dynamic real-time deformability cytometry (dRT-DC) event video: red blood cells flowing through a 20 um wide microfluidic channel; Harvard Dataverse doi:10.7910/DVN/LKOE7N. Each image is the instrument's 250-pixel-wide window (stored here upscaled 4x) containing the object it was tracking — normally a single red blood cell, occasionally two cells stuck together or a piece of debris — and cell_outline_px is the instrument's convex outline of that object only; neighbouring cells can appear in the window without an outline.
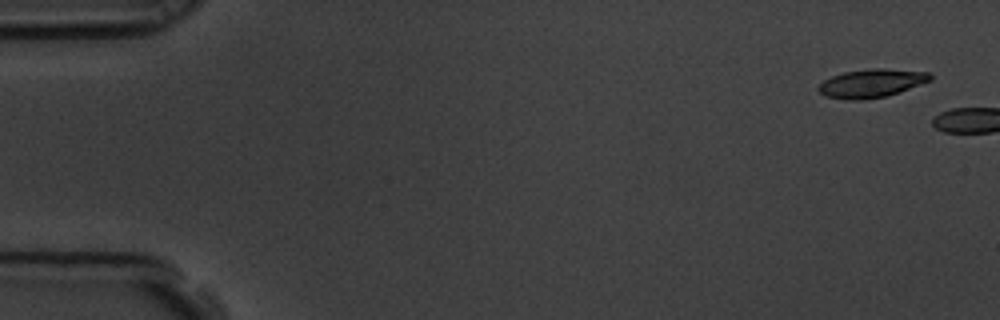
{"species": "common noctule bat (a hibernating species)", "species_latin": "Nyctalus noctula", "temperature_condition": "room temperature", "stored_images_in_passage": 2, "camera_frame_rate_fps": 3000, "um_per_image_px": 0.085, "animal": {"sex": "male", "body_mass_g": 19.5, "forearm_length_mm": 54.6}, "frame": {"image": 1, "passage_image": 1, "time_ms": 0.0, "image_size_px": [1000, 320], "cell_outline_px": [[932, 80], [900, 92], [884, 96], [864, 100], [848, 100], [824, 96], [816, 88], [824, 80], [832, 76], [844, 72], [872, 68], [884, 68], [928, 72], [932, 76]], "centroid_in_image_um": [74.07, 7.08], "position_along_channel_um": 10.9, "area_um2": 18.55}}